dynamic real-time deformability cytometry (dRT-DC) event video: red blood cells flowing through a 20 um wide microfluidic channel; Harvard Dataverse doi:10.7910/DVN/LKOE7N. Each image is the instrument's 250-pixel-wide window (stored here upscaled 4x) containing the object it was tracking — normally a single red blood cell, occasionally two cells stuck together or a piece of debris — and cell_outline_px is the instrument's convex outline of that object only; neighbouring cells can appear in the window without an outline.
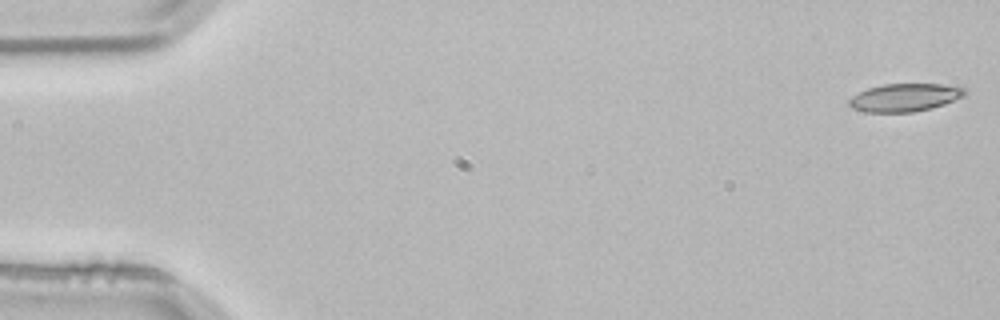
{"species": "common noctule bat (a hibernating species)", "species_latin": "Nyctalus noctula", "temperature_condition": "room temperature", "stored_images_in_passage": 3, "segment_of_instrument_passage": [2, 2], "camera_frame_rate_fps": 3000, "um_per_image_px": 0.085, "animal": {"sex": "male", "body_mass_g": 21.5, "forearm_length_mm": 52.0}, "frame": {"image": 1, "passage_image": 3, "time_ms": 0.667, "image_size_px": [1000, 320], "cell_outline_px": [[968, 92], [964, 96], [944, 104], [932, 108], [912, 112], [864, 112], [852, 108], [848, 104], [848, 100], [852, 96], [868, 88], [884, 84], [940, 84], [964, 88]], "centroid_in_image_um": [76.89, 8.29], "position_along_channel_um": 8.1, "area_um2": 18.79}}